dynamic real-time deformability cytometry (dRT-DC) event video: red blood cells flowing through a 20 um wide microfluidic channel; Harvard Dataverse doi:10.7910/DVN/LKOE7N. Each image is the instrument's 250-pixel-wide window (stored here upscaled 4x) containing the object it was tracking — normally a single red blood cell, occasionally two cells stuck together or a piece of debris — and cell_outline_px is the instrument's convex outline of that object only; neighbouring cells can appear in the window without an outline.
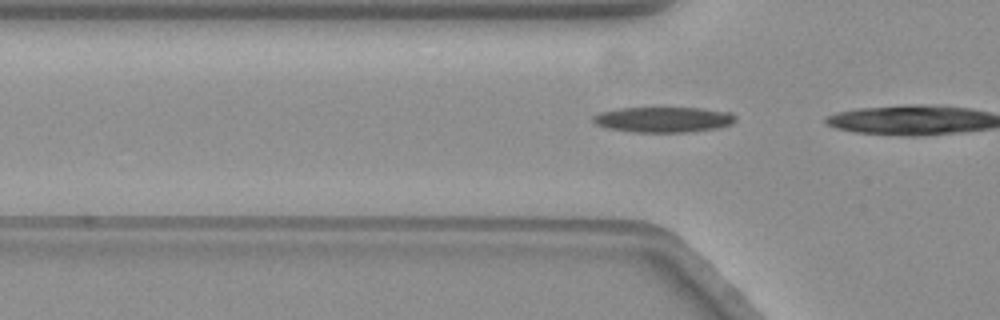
{"species": "common noctule bat (a hibernating species)", "species_latin": "Nyctalus noctula", "temperature_condition": "warm", "stored_images_in_passage": 16, "camera_frame_rate_fps": 3000, "um_per_image_px": 0.085, "animal": {"sex": "female", "body_mass_g": 19.3, "forearm_length_mm": 54.1}, "frame": {"image": 1, "passage_image": 15, "time_ms": 4.667, "image_size_px": [1000, 320], "cell_outline_px": [[736, 120], [732, 124], [716, 128], [688, 132], [632, 132], [608, 128], [596, 124], [592, 120], [592, 116], [600, 112], [620, 108], [704, 108], [732, 112], [736, 116]], "centroid_in_image_um": [56.42, 10.16], "position_along_channel_um": 69.4, "area_um2": 21.21}}